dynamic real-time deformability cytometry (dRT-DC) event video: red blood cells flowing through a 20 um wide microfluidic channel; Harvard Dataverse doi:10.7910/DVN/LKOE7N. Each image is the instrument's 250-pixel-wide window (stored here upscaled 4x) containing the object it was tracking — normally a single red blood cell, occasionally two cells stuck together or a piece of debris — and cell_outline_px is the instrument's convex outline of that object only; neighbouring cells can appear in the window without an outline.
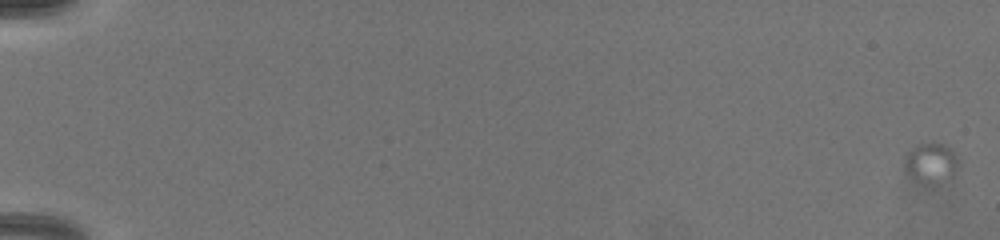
{"species": "common noctule bat (a hibernating species)", "species_latin": "Nyctalus noctula", "temperature_condition": "warm", "stored_images_in_passage": 7, "camera_frame_rate_fps": 3000, "um_per_image_px": 0.085, "animal": {"sex": "female", "body_mass_g": 19.5, "forearm_length_mm": 54.1}, "frame": {"image": 1, "passage_image": 1, "time_ms": 0.0, "image_size_px": [1000, 240], "cell_outline_px": [[956, 164], [952, 176], [924, 184], [916, 180], [904, 172], [904, 156], [912, 148], [920, 144], [940, 144], [948, 148], [952, 152], [956, 160]], "centroid_in_image_um": [79.01, 13.85], "position_along_channel_um": 6.0, "area_um2": 11.79}}